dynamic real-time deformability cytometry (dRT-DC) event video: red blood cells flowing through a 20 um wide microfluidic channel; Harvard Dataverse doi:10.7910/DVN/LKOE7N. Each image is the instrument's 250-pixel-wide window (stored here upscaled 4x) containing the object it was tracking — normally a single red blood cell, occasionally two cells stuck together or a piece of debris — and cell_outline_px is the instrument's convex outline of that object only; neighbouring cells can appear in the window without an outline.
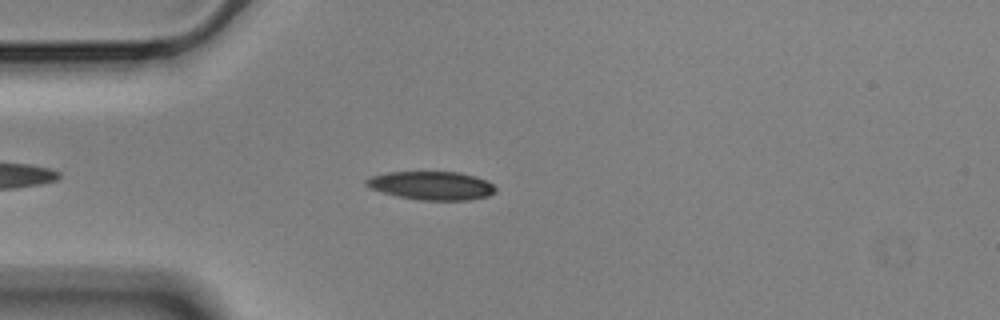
{"species": "Egyptian fruit bat (a non-hibernating species)", "species_latin": "Rousettus aegyptiacus", "temperature_condition": "cold", "stored_images_in_passage": 49, "camera_frame_rate_fps": 3000, "um_per_image_px": 0.085, "animal": {"sex": "male"}, "frame": {"image": 1, "passage_image": 7, "time_ms": 2.0, "image_size_px": [1000, 320], "cell_outline_px": [[496, 192], [488, 196], [472, 200], [420, 200], [396, 196], [368, 188], [364, 184], [364, 180], [372, 176], [388, 172], [460, 172], [476, 176], [488, 180], [496, 188]], "centroid_in_image_um": [36.69, 15.78], "position_along_channel_um": 48.3, "area_um2": 21.73}}
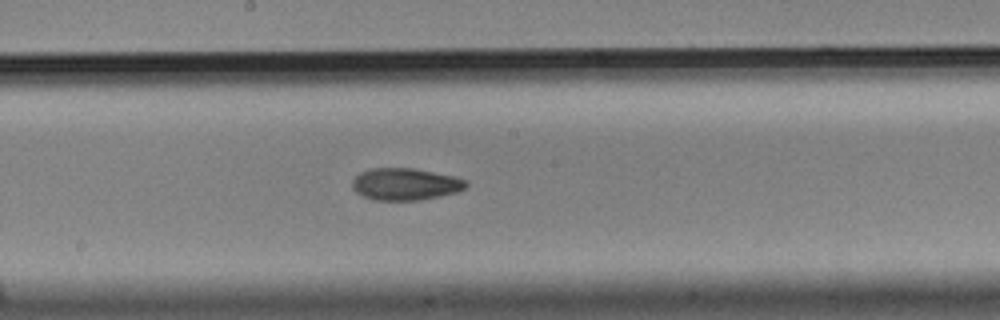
{"frame": {"image": 2, "passage_image": 22, "time_ms": 7.0, "image_size_px": [1000, 320], "cell_outline_px": [[468, 184], [464, 188], [456, 192], [440, 196], [420, 200], [372, 200], [356, 192], [352, 188], [352, 180], [360, 172], [368, 168], [412, 168], [452, 176], [464, 180]], "centroid_in_image_um": [34.39, 15.65], "position_along_channel_um": 213.8, "area_um2": 21.1}}
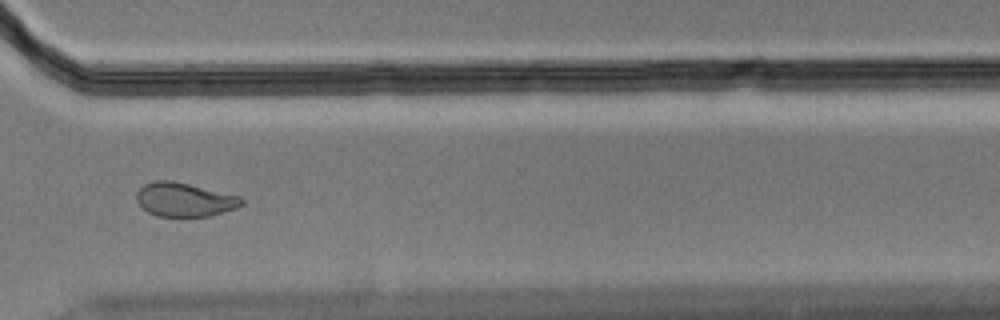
{"frame": {"image": 3, "passage_image": 34, "time_ms": 11.0, "image_size_px": [1000, 320], "cell_outline_px": [[244, 204], [236, 208], [208, 216], [156, 216], [140, 208], [136, 200], [136, 192], [144, 184], [156, 180], [172, 180], [240, 196], [244, 200]], "centroid_in_image_um": [15.64, 16.96], "position_along_channel_um": 355.0, "area_um2": 20.81}, "authors_computed_cell_mechanics": {"area_um2": 21.675, "velocity_mm_per_s": 3.5354, "shape_relaxation_time_tau1_ms": 6.7236, "shape_relaxation_time_tau2_ms": 4.5074, "deformation_change_tau1": 0.1695, "deformation_change_tau2": 0.0843}}